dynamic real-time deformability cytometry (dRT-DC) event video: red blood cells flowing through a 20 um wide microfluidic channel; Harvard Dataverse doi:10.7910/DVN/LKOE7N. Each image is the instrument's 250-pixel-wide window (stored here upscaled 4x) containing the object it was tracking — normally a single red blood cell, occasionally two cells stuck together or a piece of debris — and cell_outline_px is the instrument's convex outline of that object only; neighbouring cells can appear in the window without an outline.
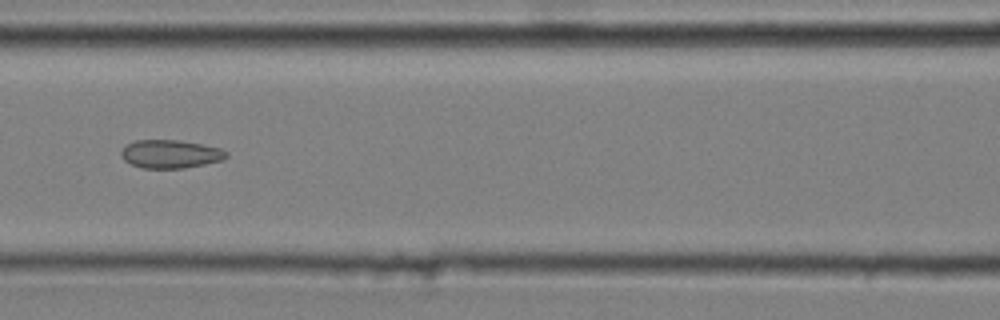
{"species": "common noctule bat (a hibernating species)", "species_latin": "Nyctalus noctula", "temperature_condition": "cold", "stored_images_in_passage": 8, "camera_frame_rate_fps": 3000, "um_per_image_px": 0.085, "animal": {"sex": "male", "body_mass_g": 20.4}, "frame": {"image": 1, "passage_image": 6, "time_ms": 1.667, "image_size_px": [1000, 320], "cell_outline_px": [[228, 156], [224, 160], [184, 168], [144, 168], [132, 164], [124, 160], [120, 156], [120, 152], [128, 144], [136, 140], [180, 140], [220, 148], [228, 152]], "centroid_in_image_um": [14.5, 13.09], "position_along_channel_um": 152.1, "area_um2": 17.28}}
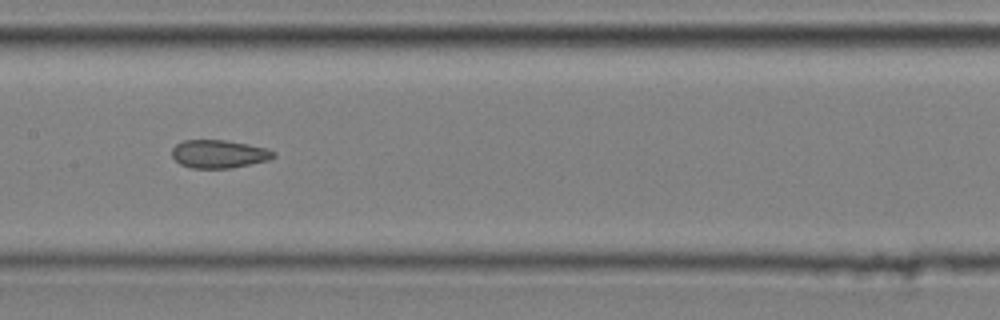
{"frame": {"image": 2, "passage_image": 7, "time_ms": 2.0, "image_size_px": [1000, 320], "cell_outline_px": [[276, 156], [268, 160], [232, 168], [192, 168], [180, 164], [172, 156], [172, 148], [176, 144], [184, 140], [224, 140], [248, 144], [268, 148], [276, 152]], "centroid_in_image_um": [18.62, 13.08], "position_along_channel_um": 188.8, "area_um2": 16.7}}
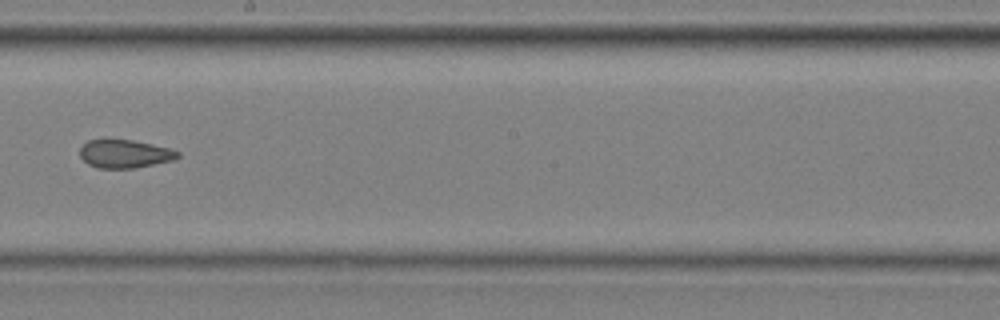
{"frame": {"image": 3, "passage_image": 8, "time_ms": 2.333, "image_size_px": [1000, 320], "cell_outline_px": [[180, 156], [176, 160], [132, 168], [96, 168], [88, 164], [80, 156], [80, 148], [88, 140], [132, 140], [172, 148], [180, 152]], "centroid_in_image_um": [10.65, 13.08], "position_along_channel_um": 237.6, "area_um2": 16.13}}